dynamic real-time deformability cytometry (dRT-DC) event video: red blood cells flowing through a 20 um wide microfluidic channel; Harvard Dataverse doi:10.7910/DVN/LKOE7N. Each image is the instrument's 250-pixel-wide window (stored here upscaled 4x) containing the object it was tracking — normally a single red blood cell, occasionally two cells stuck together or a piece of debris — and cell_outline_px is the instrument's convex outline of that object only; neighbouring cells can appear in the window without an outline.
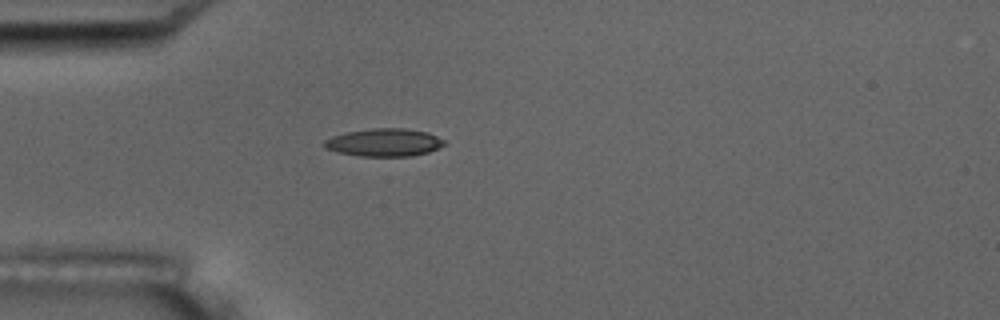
{"species": "common noctule bat (a hibernating species)", "species_latin": "Nyctalus noctula", "temperature_condition": "room temperature", "stored_images_in_passage": 5, "camera_frame_rate_fps": 3000, "um_per_image_px": 0.085, "animal": {"sex": "male", "body_mass_g": 17.5, "forearm_length_mm": 52.3}, "frame": {"image": 1, "passage_image": 4, "time_ms": 3.667, "image_size_px": [1000, 320], "cell_outline_px": [[448, 144], [428, 152], [412, 156], [360, 156], [340, 152], [324, 148], [324, 140], [332, 136], [344, 132], [372, 128], [404, 128], [428, 132], [444, 140]], "centroid_in_image_um": [32.67, 12.1], "position_along_channel_um": 52.3, "area_um2": 19.54}}